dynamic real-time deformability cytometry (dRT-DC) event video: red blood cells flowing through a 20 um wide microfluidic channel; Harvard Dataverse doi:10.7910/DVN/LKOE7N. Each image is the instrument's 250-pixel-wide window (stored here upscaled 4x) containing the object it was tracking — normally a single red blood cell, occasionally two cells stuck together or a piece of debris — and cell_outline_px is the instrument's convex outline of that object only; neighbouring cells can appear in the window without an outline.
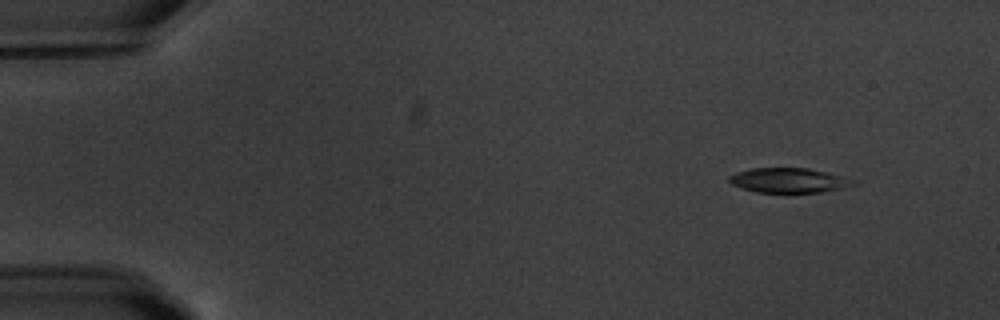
{"species": "common noctule bat (a hibernating species)", "species_latin": "Nyctalus noctula", "temperature_condition": "warm", "stored_images_in_passage": 5, "camera_frame_rate_fps": 3000, "um_per_image_px": 0.085, "animal": {"sex": "male", "body_mass_g": 20.1, "forearm_length_mm": 53.5}, "frame": {"image": 1, "passage_image": 1, "time_ms": 0.0, "image_size_px": [1000, 320], "cell_outline_px": [[856, 184], [844, 188], [820, 192], [756, 192], [732, 184], [728, 180], [728, 176], [736, 172], [752, 168], [808, 168], [828, 172], [856, 180]], "centroid_in_image_um": [67.07, 15.32], "position_along_channel_um": 17.9, "area_um2": 17.86}}
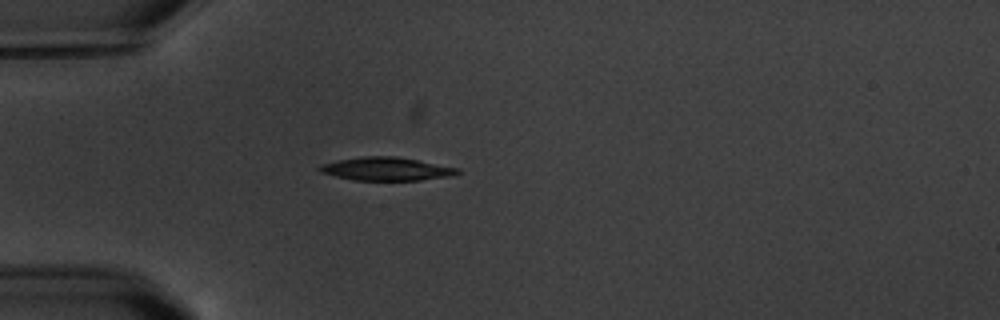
{"frame": {"image": 2, "passage_image": 4, "time_ms": 3.667, "image_size_px": [1000, 320], "cell_outline_px": [[460, 172], [452, 176], [420, 180], [352, 180], [320, 172], [316, 168], [320, 164], [360, 156], [396, 156], [460, 168]], "centroid_in_image_um": [32.83, 14.35], "position_along_channel_um": 52.2, "area_um2": 18.73}}